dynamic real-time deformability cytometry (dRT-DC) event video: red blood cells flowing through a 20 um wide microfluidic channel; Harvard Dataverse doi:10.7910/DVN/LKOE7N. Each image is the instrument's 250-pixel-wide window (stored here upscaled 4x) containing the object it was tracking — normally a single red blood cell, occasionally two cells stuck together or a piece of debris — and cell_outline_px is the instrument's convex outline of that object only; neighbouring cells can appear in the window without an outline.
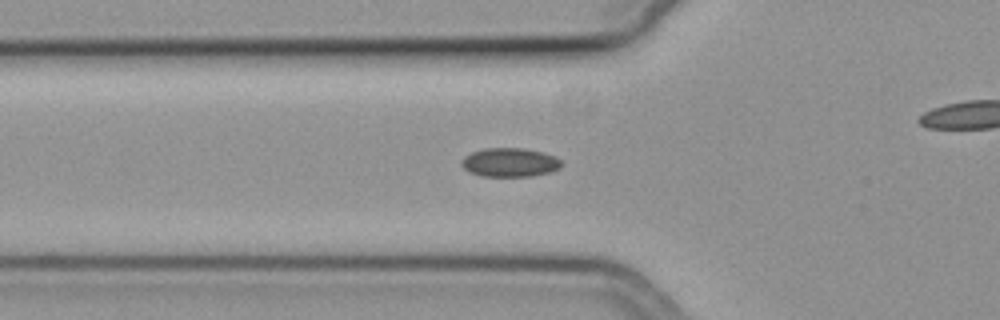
{"species": "common noctule bat (a hibernating species)", "species_latin": "Nyctalus noctula", "temperature_condition": "cold", "stored_images_in_passage": 21, "camera_frame_rate_fps": 3000, "um_per_image_px": 0.085, "animal": {"sex": "female", "body_mass_g": 19.3, "forearm_length_mm": 54.1}, "frame": {"image": 1, "passage_image": 2, "time_ms": 0.333, "image_size_px": [1000, 320], "cell_outline_px": [[564, 164], [560, 168], [552, 172], [532, 176], [480, 176], [468, 172], [460, 164], [464, 156], [472, 152], [484, 148], [524, 148], [556, 156]], "centroid_in_image_um": [43.34, 13.81], "position_along_channel_um": 82.5, "area_um2": 16.99}}
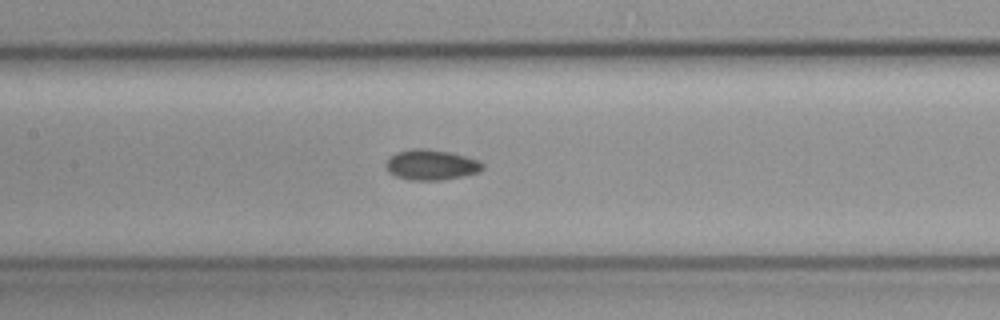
{"frame": {"image": 2, "passage_image": 9, "time_ms": 2.667, "image_size_px": [1000, 320], "cell_outline_px": [[484, 168], [480, 172], [440, 180], [408, 180], [396, 176], [388, 172], [384, 164], [396, 152], [412, 148], [424, 148], [448, 152], [464, 156], [476, 160], [484, 164]], "centroid_in_image_um": [36.62, 14.01], "position_along_channel_um": 170.8, "area_um2": 16.99}}
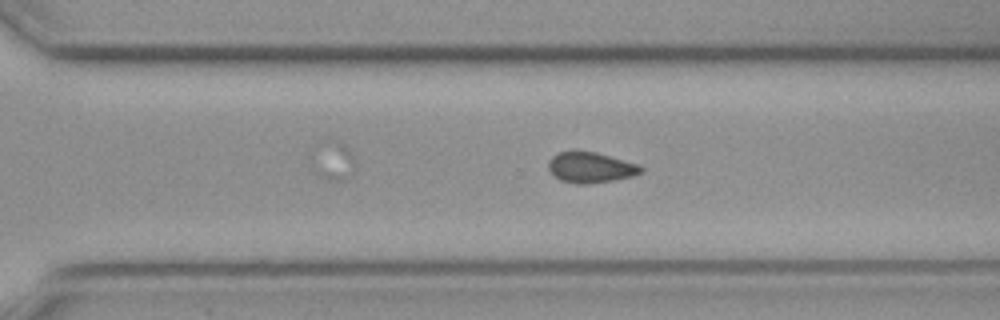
{"frame": {"image": 3, "passage_image": 21, "time_ms": 6.667, "image_size_px": [1000, 320], "cell_outline_px": [[644, 172], [632, 176], [612, 180], [588, 184], [576, 184], [560, 180], [548, 168], [548, 160], [552, 156], [560, 152], [596, 152], [636, 164], [644, 168]], "centroid_in_image_um": [50.2, 14.25], "position_along_channel_um": 320.4, "area_um2": 16.18}}